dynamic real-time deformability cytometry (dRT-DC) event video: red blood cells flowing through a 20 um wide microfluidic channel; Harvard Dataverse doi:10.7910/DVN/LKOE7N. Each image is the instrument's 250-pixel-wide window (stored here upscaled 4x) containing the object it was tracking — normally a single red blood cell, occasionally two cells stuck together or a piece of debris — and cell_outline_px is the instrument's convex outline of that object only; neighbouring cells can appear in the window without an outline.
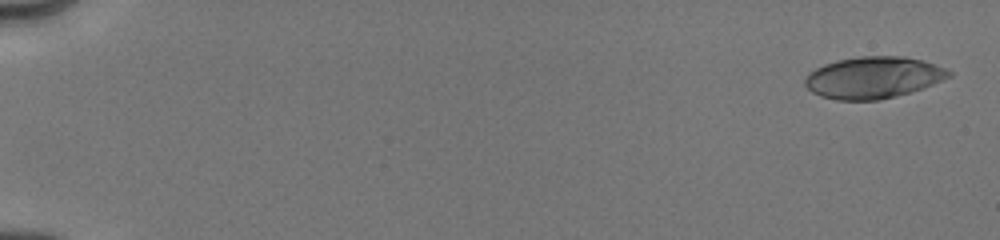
{"species": "human", "species_latin": "Homo sapiens", "temperature_condition": "cold", "stored_images_in_passage": 85, "camera_frame_rate_fps": 3000, "um_per_image_px": 0.085, "donor": {"sex": "male"}, "frame": {"image": 1, "passage_image": 1, "time_ms": 0.0, "image_size_px": [1000, 240], "cell_outline_px": [[952, 76], [920, 88], [908, 92], [880, 100], [836, 100], [820, 96], [812, 92], [804, 84], [804, 80], [808, 72], [824, 64], [836, 60], [860, 56], [904, 56], [920, 60], [944, 68], [952, 72]], "centroid_in_image_um": [74.16, 6.59], "position_along_channel_um": 10.8, "area_um2": 34.68}}
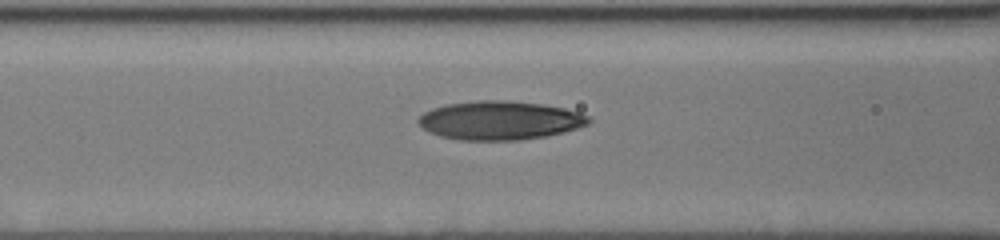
{"frame": {"image": 2, "passage_image": 49, "time_ms": 7.333, "image_size_px": [1000, 240], "cell_outline_px": [[592, 120], [588, 124], [564, 132], [548, 136], [516, 140], [460, 140], [440, 136], [424, 128], [416, 120], [424, 112], [432, 108], [444, 104], [476, 100], [504, 100], [544, 104], [564, 108], [580, 112], [588, 116]], "centroid_in_image_um": [42.5, 10.22], "position_along_channel_um": 124.1, "area_um2": 38.55}}
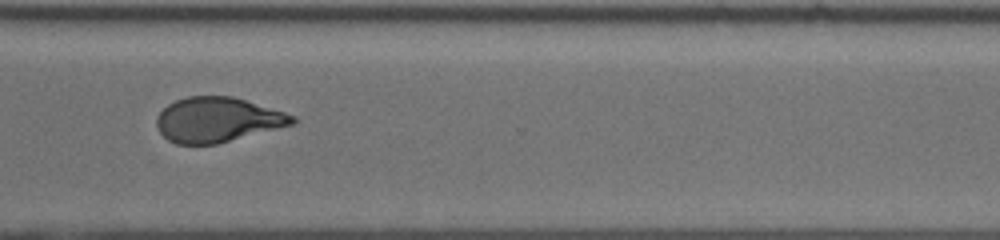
{"frame": {"image": 3, "passage_image": 84, "time_ms": 13.0, "image_size_px": [1000, 240], "cell_outline_px": [[296, 124], [216, 144], [176, 144], [168, 140], [160, 132], [156, 124], [156, 116], [168, 104], [176, 100], [188, 96], [232, 96], [284, 112], [296, 116]], "centroid_in_image_um": [18.49, 10.18], "position_along_channel_um": 352.1, "area_um2": 35.43}}